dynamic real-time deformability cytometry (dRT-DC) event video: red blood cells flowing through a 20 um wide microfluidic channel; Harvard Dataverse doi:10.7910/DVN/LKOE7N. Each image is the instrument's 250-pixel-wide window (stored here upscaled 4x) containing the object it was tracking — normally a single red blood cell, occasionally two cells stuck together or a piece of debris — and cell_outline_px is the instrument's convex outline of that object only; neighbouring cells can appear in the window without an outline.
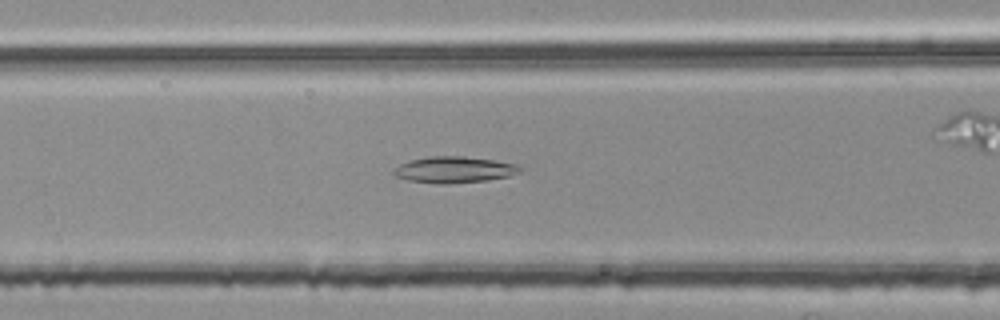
{"species": "common noctule bat (a hibernating species)", "species_latin": "Nyctalus noctula", "temperature_condition": "room temperature", "stored_images_in_passage": 51, "camera_frame_rate_fps": 3000, "um_per_image_px": 0.085, "animal": {"sex": "female", "body_mass_g": 25.1}, "frame": {"image": 1, "passage_image": 22, "time_ms": 7.0, "image_size_px": [1000, 320], "cell_outline_px": [[524, 168], [520, 172], [508, 176], [488, 180], [448, 184], [436, 184], [408, 180], [392, 176], [392, 168], [400, 164], [412, 160], [432, 156], [460, 156], [492, 160], [516, 164]], "centroid_in_image_um": [38.56, 14.44], "position_along_channel_um": 128.0, "area_um2": 19.42}}
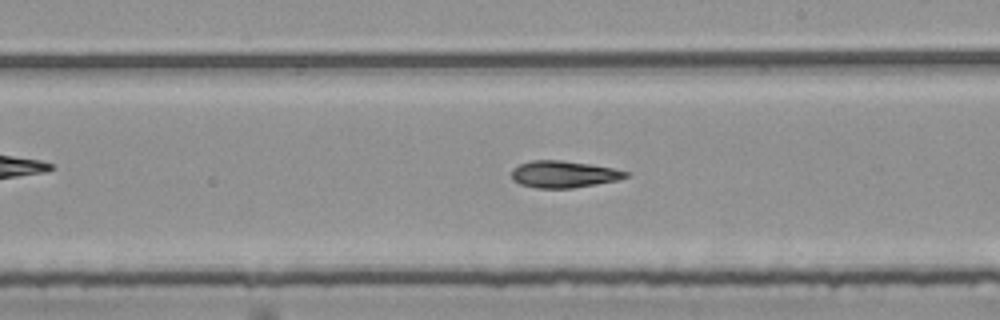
{"frame": {"image": 2, "passage_image": 31, "time_ms": 10.0, "image_size_px": [1000, 320], "cell_outline_px": [[628, 176], [616, 180], [596, 184], [572, 188], [536, 188], [520, 184], [512, 180], [512, 168], [520, 164], [532, 160], [560, 160], [588, 164], [612, 168], [628, 172]], "centroid_in_image_um": [47.86, 14.81], "position_along_channel_um": 241.1, "area_um2": 17.69}}
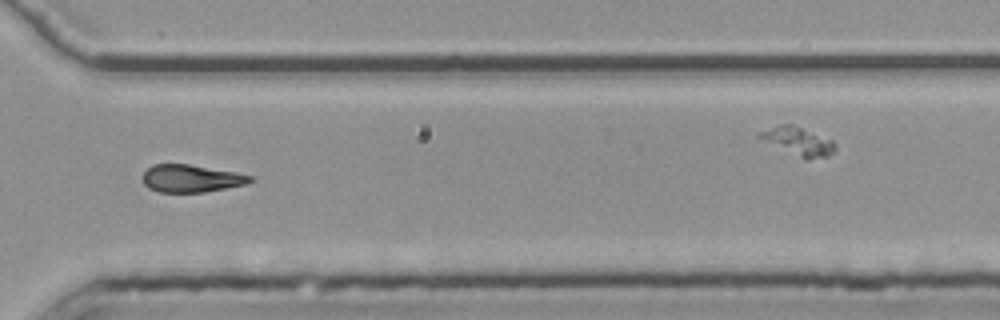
{"frame": {"image": 3, "passage_image": 40, "time_ms": 13.0, "image_size_px": [1000, 320], "cell_outline_px": [[256, 180], [244, 184], [204, 192], [160, 192], [148, 188], [144, 184], [140, 176], [152, 164], [188, 164], [236, 172], [252, 176]], "centroid_in_image_um": [16.21, 15.16], "position_along_channel_um": 354.4, "area_um2": 17.28}}